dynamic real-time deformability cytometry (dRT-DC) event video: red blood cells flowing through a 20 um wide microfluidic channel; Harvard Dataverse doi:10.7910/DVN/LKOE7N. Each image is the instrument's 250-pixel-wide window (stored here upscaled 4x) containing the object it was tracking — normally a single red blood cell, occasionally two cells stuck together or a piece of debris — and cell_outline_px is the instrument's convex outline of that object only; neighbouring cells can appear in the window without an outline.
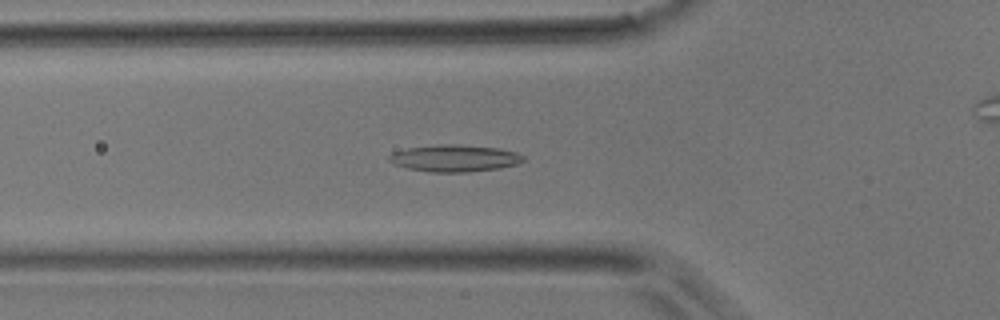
{"species": "common noctule bat (a hibernating species)", "species_latin": "Nyctalus noctula", "temperature_condition": "room temperature", "stored_images_in_passage": 48, "camera_frame_rate_fps": 3000, "um_per_image_px": 0.085, "animal": {"sex": "male", "body_mass_g": 17.9}, "frame": {"image": 1, "passage_image": 16, "time_ms": 5.0, "image_size_px": [1000, 320], "cell_outline_px": [[524, 160], [516, 164], [500, 168], [468, 172], [428, 172], [408, 168], [392, 164], [388, 160], [388, 156], [392, 152], [408, 148], [440, 144], [460, 144], [500, 148], [516, 152], [524, 156]], "centroid_in_image_um": [38.62, 13.44], "position_along_channel_um": 87.2, "area_um2": 21.21}}
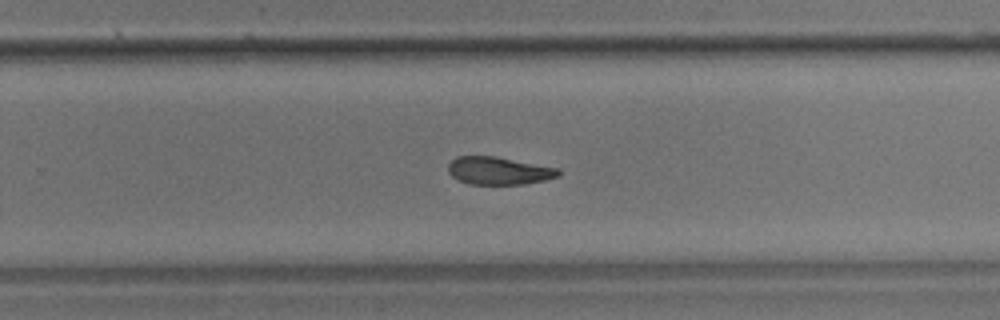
{"frame": {"image": 2, "passage_image": 30, "time_ms": 9.667, "image_size_px": [1000, 320], "cell_outline_px": [[560, 176], [544, 180], [524, 184], [468, 184], [452, 176], [448, 172], [448, 164], [456, 156], [496, 156], [560, 168]], "centroid_in_image_um": [42.41, 14.5], "position_along_channel_um": 287.4, "area_um2": 17.92}}
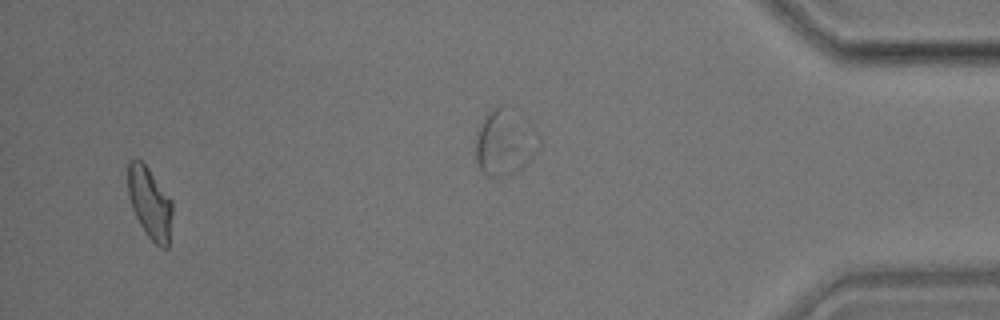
{"frame": {"image": 3, "passage_image": 45, "time_ms": 14.667, "image_size_px": [1000, 320], "cell_outline_px": [[172, 212], [168, 248], [160, 248], [148, 236], [140, 224], [132, 208], [128, 196], [128, 160], [140, 160], [148, 168], [172, 200]], "centroid_in_image_um": [12.73, 17.26], "position_along_channel_um": 422.5, "area_um2": 18.32}}